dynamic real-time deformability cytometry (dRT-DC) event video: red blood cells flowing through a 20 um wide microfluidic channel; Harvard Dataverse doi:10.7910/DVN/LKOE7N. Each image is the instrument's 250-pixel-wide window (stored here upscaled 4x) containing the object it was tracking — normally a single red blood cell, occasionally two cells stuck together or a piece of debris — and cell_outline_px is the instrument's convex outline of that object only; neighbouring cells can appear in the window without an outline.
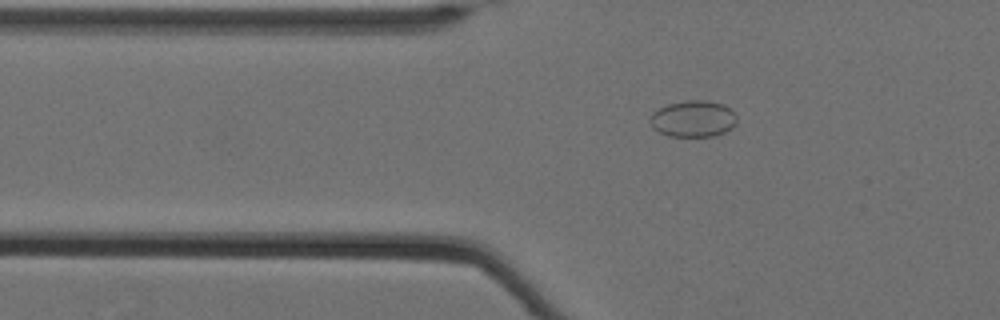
{"species": "Egyptian fruit bat (a non-hibernating species)", "species_latin": "Rousettus aegyptiacus", "temperature_condition": "cold", "stored_images_in_passage": 63, "camera_frame_rate_fps": 3000, "um_per_image_px": 0.085, "animal": {"sex": "female"}, "frame": {"image": 1, "passage_image": 25, "time_ms": 8.0, "image_size_px": [1000, 320], "cell_outline_px": [[736, 124], [732, 128], [716, 136], [668, 136], [652, 128], [648, 120], [648, 116], [652, 112], [668, 104], [684, 100], [708, 100], [724, 104], [736, 116]], "centroid_in_image_um": [58.89, 10.09], "position_along_channel_um": 66.9, "area_um2": 18.67}}
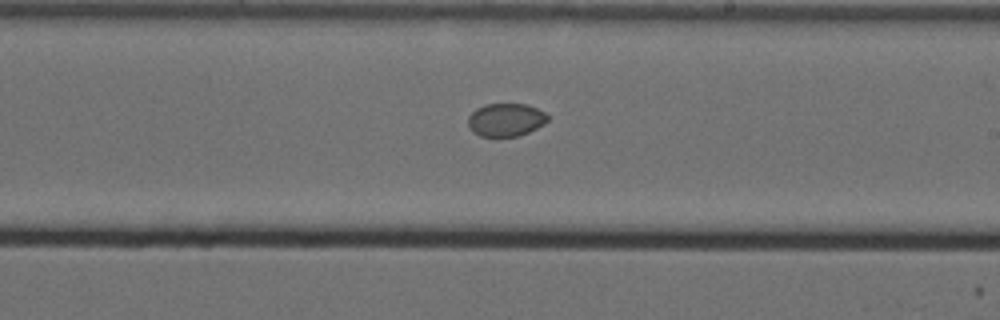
{"frame": {"image": 2, "passage_image": 41, "time_ms": 13.333, "image_size_px": [1000, 320], "cell_outline_px": [[548, 120], [544, 124], [528, 132], [516, 136], [480, 136], [472, 132], [468, 128], [468, 116], [476, 108], [484, 104], [528, 104], [544, 112], [548, 116]], "centroid_in_image_um": [42.96, 10.18], "position_along_channel_um": 246.0, "area_um2": 15.37}}
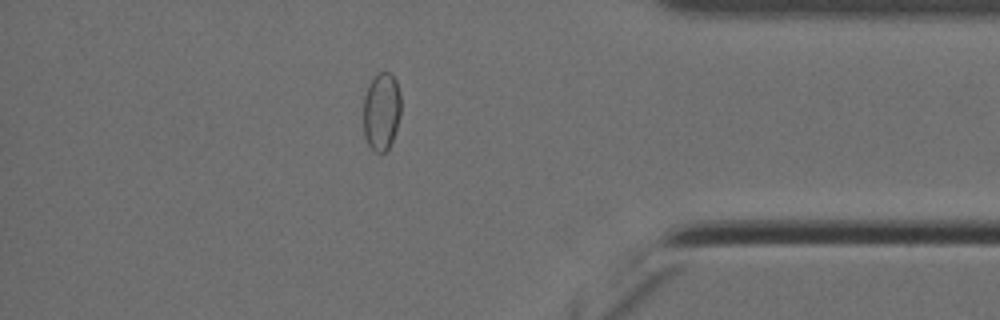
{"frame": {"image": 3, "passage_image": 56, "time_ms": 18.333, "image_size_px": [1000, 320], "cell_outline_px": [[400, 116], [392, 140], [388, 148], [384, 152], [376, 152], [368, 144], [364, 136], [364, 96], [368, 84], [380, 72], [388, 72], [396, 80], [400, 92]], "centroid_in_image_um": [32.42, 9.46], "position_along_channel_um": 402.8, "area_um2": 16.88}}